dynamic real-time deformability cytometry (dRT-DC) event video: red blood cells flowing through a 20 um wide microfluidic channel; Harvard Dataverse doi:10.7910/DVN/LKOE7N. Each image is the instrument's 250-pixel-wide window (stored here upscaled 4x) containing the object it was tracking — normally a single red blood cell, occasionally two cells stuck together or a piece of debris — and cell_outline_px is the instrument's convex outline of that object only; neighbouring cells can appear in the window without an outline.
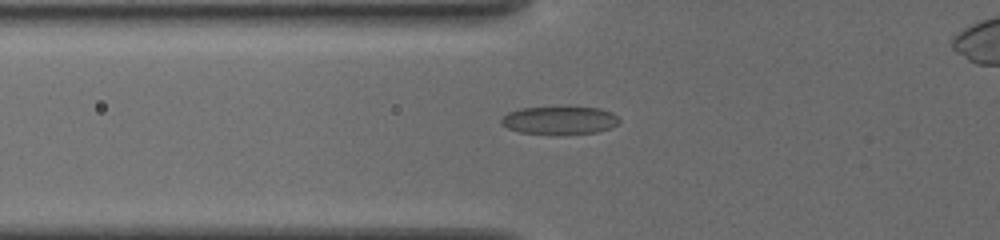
{"species": "common noctule bat (a hibernating species)", "species_latin": "Nyctalus noctula", "temperature_condition": "cold", "stored_images_in_passage": 13, "camera_frame_rate_fps": 3000, "um_per_image_px": 0.085, "animal": {"sex": "female", "body_mass_g": 19.5, "forearm_length_mm": 54.1}, "frame": {"image": 1, "passage_image": 10, "time_ms": 7.333, "image_size_px": [1000, 240], "cell_outline_px": [[620, 120], [616, 124], [608, 128], [596, 132], [564, 136], [520, 132], [508, 128], [500, 124], [500, 120], [508, 112], [520, 108], [600, 108], [612, 112]], "centroid_in_image_um": [47.54, 10.26], "position_along_channel_um": 78.3, "area_um2": 19.31}}
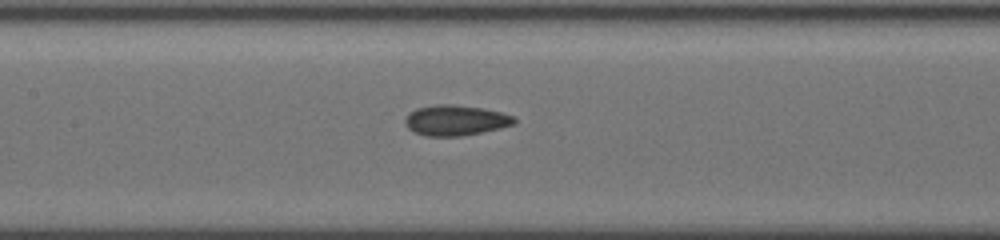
{"frame": {"image": 2, "passage_image": 13, "time_ms": 9.667, "image_size_px": [1000, 240], "cell_outline_px": [[516, 124], [500, 128], [460, 136], [424, 136], [412, 132], [404, 124], [404, 120], [408, 112], [416, 108], [436, 104], [452, 104], [480, 108], [500, 112], [512, 116], [516, 120]], "centroid_in_image_um": [38.65, 10.23], "position_along_channel_um": 168.7, "area_um2": 19.42}}